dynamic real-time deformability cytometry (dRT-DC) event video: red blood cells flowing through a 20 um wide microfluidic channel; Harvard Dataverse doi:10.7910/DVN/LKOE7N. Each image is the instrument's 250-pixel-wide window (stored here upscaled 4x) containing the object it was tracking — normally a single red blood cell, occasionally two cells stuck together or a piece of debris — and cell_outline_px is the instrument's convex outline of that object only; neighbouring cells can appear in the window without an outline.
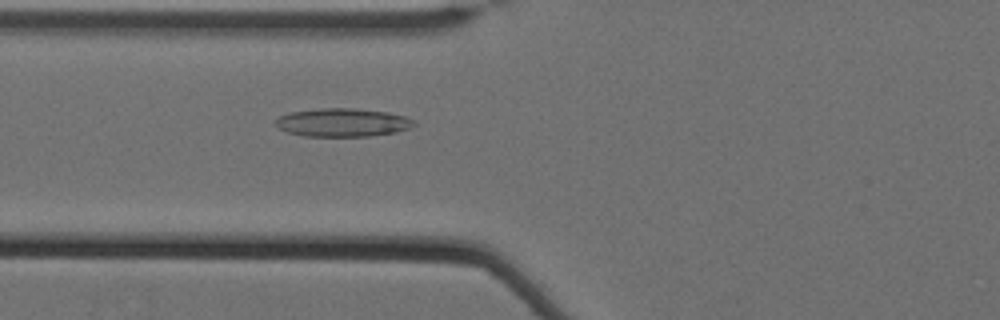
{"species": "Egyptian fruit bat (a non-hibernating species)", "species_latin": "Rousettus aegyptiacus", "temperature_condition": "cold", "stored_images_in_passage": 43, "camera_frame_rate_fps": 3000, "um_per_image_px": 0.085, "animal": {"sex": "female"}, "frame": {"image": 1, "passage_image": 9, "time_ms": 2.667, "image_size_px": [1000, 320], "cell_outline_px": [[416, 124], [408, 128], [396, 132], [368, 136], [304, 136], [288, 132], [276, 128], [272, 120], [280, 116], [292, 112], [320, 108], [356, 108], [388, 112], [404, 116], [416, 120]], "centroid_in_image_um": [29.09, 10.41], "position_along_channel_um": 96.7, "area_um2": 23.0}}
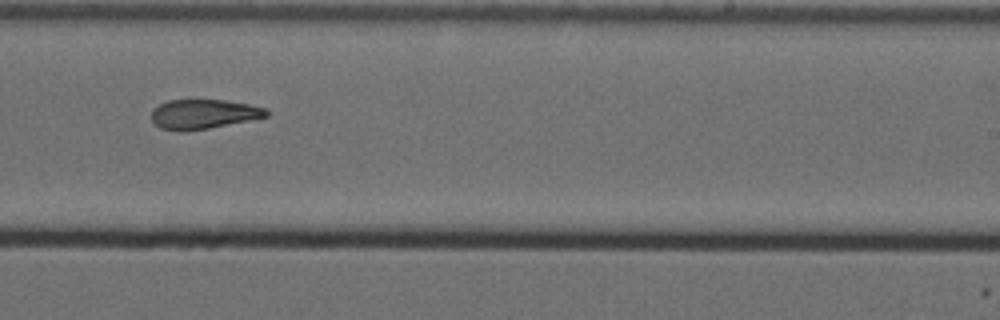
{"frame": {"image": 2, "passage_image": 24, "time_ms": 7.667, "image_size_px": [1000, 320], "cell_outline_px": [[268, 116], [208, 128], [184, 132], [180, 132], [160, 128], [152, 120], [152, 112], [160, 104], [168, 100], [224, 100], [248, 104], [268, 108]], "centroid_in_image_um": [17.29, 9.7], "position_along_channel_um": 271.7, "area_um2": 19.59}}
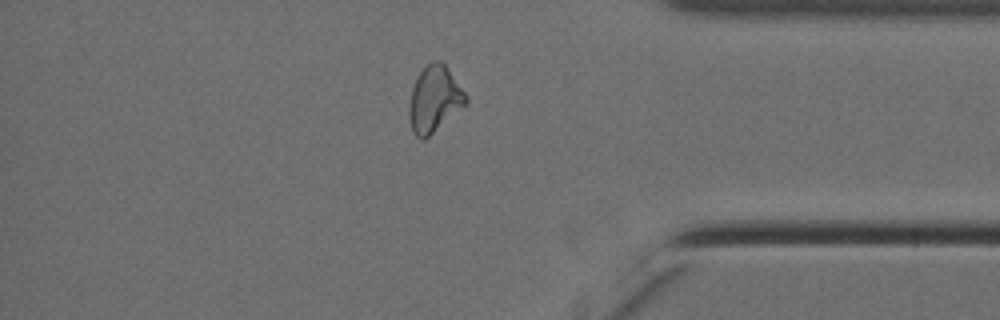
{"frame": {"image": 3, "passage_image": 36, "time_ms": 11.667, "image_size_px": [1000, 320], "cell_outline_px": [[468, 104], [424, 140], [420, 140], [412, 132], [408, 116], [408, 108], [412, 88], [420, 72], [432, 60], [440, 60], [444, 64], [464, 92], [468, 100]], "centroid_in_image_um": [36.91, 8.47], "position_along_channel_um": 398.3, "area_um2": 21.79}, "authors_computed_cell_mechanics": {"area_um2": 21.2126, "velocity_mm_per_s": 3.4796, "shape_relaxation_time_tau1_ms": null, "shape_relaxation_time_tau2_ms": 7.5614, "deformation_change_tau1": null, "deformation_change_tau2": 0.1741}}